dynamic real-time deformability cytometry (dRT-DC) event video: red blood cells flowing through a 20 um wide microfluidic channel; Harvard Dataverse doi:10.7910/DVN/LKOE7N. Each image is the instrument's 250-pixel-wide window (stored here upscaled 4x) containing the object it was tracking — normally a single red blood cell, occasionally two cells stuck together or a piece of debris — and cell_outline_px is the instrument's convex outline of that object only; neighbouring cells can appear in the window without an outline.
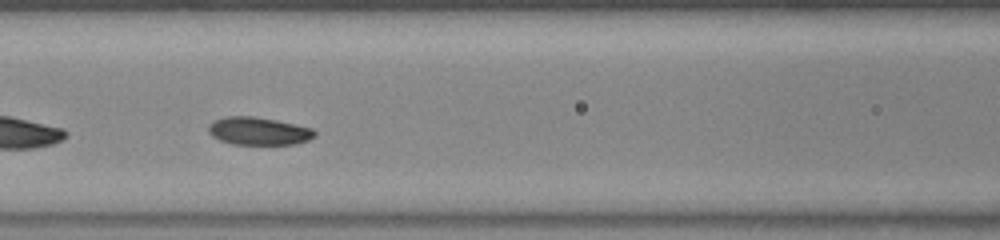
{"species": "common noctule bat (a hibernating species)", "species_latin": "Nyctalus noctula", "temperature_condition": "warm", "stored_images_in_passage": 33, "camera_frame_rate_fps": 3000, "um_per_image_px": 0.085, "animal": {"sex": "female", "body_mass_g": 23.0, "forearm_length_mm": 53.4}, "frame": {"image": 1, "passage_image": 10, "time_ms": 3.0, "image_size_px": [1000, 240], "cell_outline_px": [[316, 136], [308, 140], [296, 144], [232, 144], [220, 140], [212, 136], [208, 132], [208, 124], [212, 120], [228, 116], [252, 116], [276, 120], [312, 128], [316, 132]], "centroid_in_image_um": [21.96, 11.14], "position_along_channel_um": 144.6, "area_um2": 17.28}}